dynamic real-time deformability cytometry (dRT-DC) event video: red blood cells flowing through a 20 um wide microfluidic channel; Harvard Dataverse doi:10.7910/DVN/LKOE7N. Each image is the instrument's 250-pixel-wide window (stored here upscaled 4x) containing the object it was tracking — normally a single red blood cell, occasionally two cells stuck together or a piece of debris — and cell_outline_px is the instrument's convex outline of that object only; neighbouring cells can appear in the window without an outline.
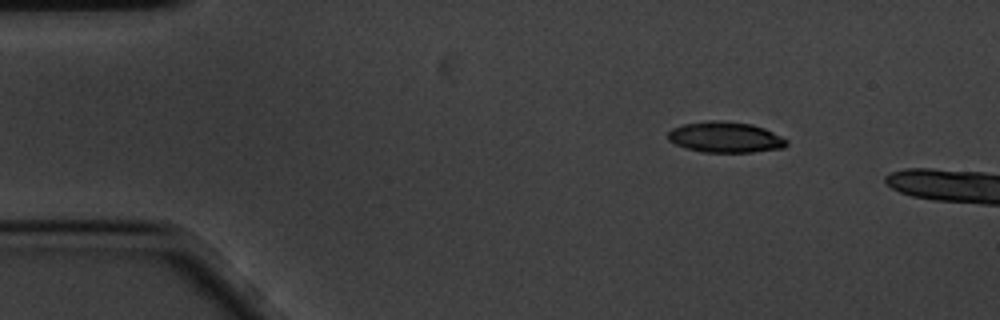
{"species": "common noctule bat (a hibernating species)", "species_latin": "Nyctalus noctula", "temperature_condition": "cold", "stored_images_in_passage": 2, "camera_frame_rate_fps": 3000, "um_per_image_px": 0.085, "animal": {"sex": "male", "body_mass_g": 20.1, "forearm_length_mm": 53.5}, "frame": {"image": 1, "passage_image": 1, "time_ms": 0.0, "image_size_px": [1000, 320], "cell_outline_px": [[788, 144], [784, 148], [752, 152], [704, 152], [688, 148], [676, 144], [668, 140], [668, 132], [672, 128], [684, 124], [708, 120], [720, 120], [752, 124], [764, 128], [788, 140]], "centroid_in_image_um": [61.67, 11.66], "position_along_channel_um": 23.3, "area_um2": 21.21}}